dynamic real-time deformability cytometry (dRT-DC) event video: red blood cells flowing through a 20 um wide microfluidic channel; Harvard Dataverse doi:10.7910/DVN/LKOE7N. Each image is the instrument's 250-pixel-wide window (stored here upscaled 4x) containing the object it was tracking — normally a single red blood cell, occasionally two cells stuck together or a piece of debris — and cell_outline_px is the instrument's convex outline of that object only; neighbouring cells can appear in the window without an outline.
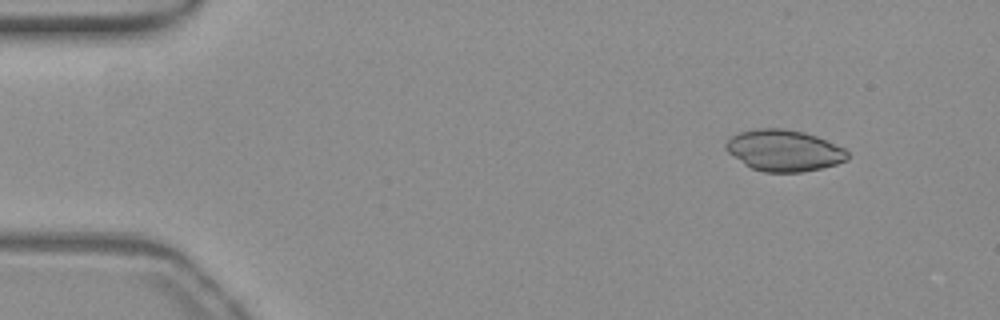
{"species": "common noctule bat (a hibernating species)", "species_latin": "Nyctalus noctula", "temperature_condition": "warm", "stored_images_in_passage": 48, "camera_frame_rate_fps": 3000, "um_per_image_px": 0.085, "animal": {"sex": "female", "body_mass_g": 19.3, "forearm_length_mm": 54.1}, "frame": {"image": 1, "passage_image": 1, "time_ms": 0.0, "image_size_px": [1000, 320], "cell_outline_px": [[848, 160], [836, 164], [804, 172], [764, 172], [752, 168], [744, 164], [728, 152], [724, 148], [724, 144], [732, 136], [740, 132], [756, 128], [784, 128], [804, 132], [816, 136], [844, 148], [848, 152]], "centroid_in_image_um": [66.63, 12.79], "position_along_channel_um": 18.4, "area_um2": 29.3}}
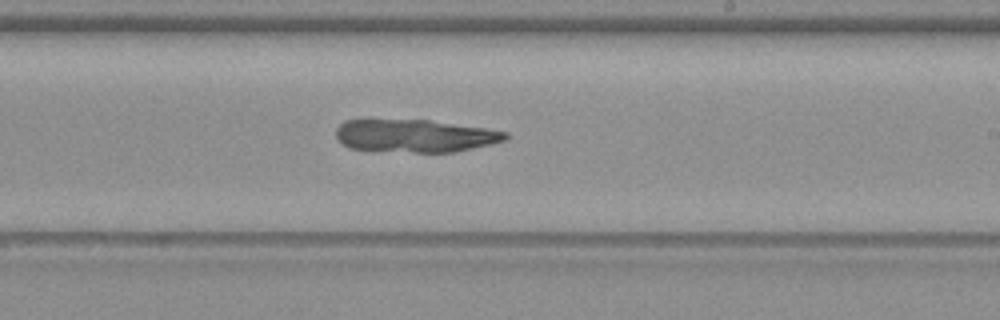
{"frame": {"image": 2, "passage_image": 27, "time_ms": 8.667, "image_size_px": [1000, 320], "cell_outline_px": [[508, 136], [504, 140], [456, 152], [416, 152], [348, 148], [340, 144], [336, 136], [336, 128], [344, 120], [428, 120], [484, 128], [508, 132]], "centroid_in_image_um": [35.22, 11.54], "position_along_channel_um": 253.8, "area_um2": 32.02}}
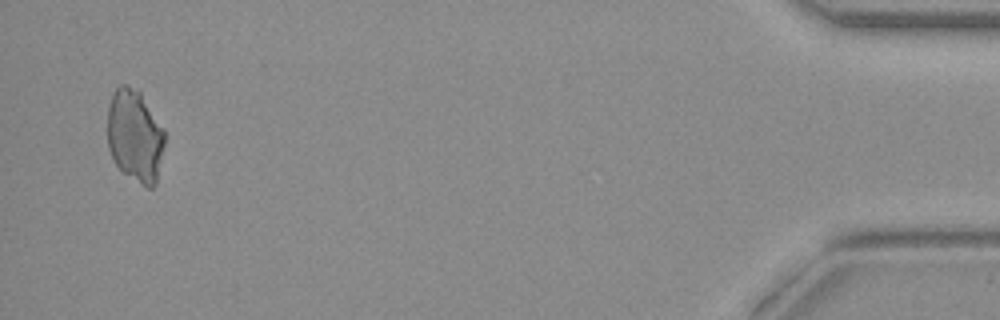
{"frame": {"image": 3, "passage_image": 47, "time_ms": 15.333, "image_size_px": [1000, 320], "cell_outline_px": [[164, 144], [156, 184], [152, 188], [148, 188], [124, 172], [112, 160], [108, 148], [108, 108], [112, 92], [120, 84], [128, 84], [140, 92], [164, 128]], "centroid_in_image_um": [11.46, 11.52], "position_along_channel_um": 423.7, "area_um2": 30.81}}